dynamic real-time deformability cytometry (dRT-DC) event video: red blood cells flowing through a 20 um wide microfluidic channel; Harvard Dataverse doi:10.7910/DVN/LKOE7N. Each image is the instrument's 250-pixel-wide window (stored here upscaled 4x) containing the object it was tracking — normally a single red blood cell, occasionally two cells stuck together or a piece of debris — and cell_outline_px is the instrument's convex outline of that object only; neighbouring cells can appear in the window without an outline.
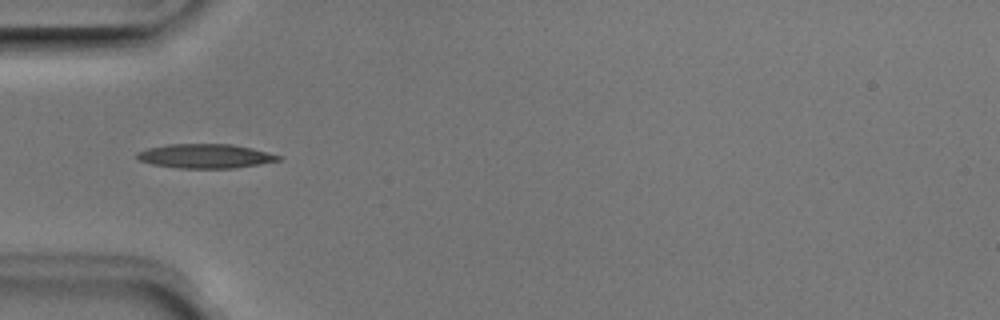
{"species": "Egyptian fruit bat (a non-hibernating species)", "species_latin": "Rousettus aegyptiacus", "temperature_condition": "room temperature", "stored_images_in_passage": 6, "camera_frame_rate_fps": 3000, "um_per_image_px": 0.085, "animal": {"sex": "male"}, "frame": {"image": 1, "passage_image": 3, "time_ms": 0.667, "image_size_px": [1000, 320], "cell_outline_px": [[284, 156], [280, 160], [260, 164], [232, 168], [176, 168], [152, 164], [140, 160], [136, 156], [136, 152], [148, 148], [168, 144], [232, 144], [252, 148]], "centroid_in_image_um": [17.47, 13.26], "position_along_channel_um": 67.5, "area_um2": 20.0}}
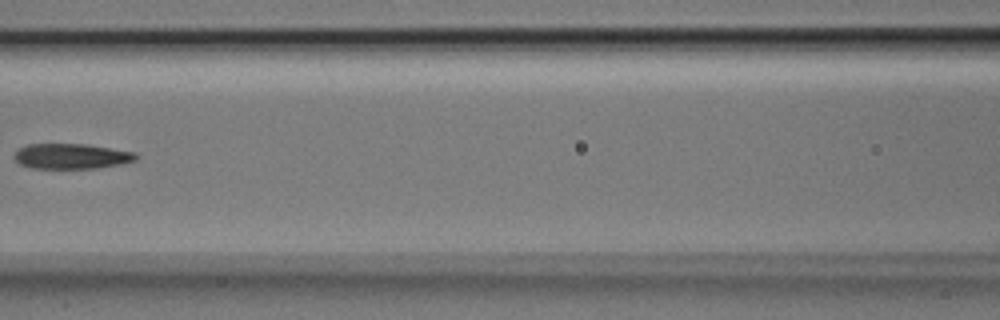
{"frame": {"image": 2, "passage_image": 5, "time_ms": 1.333, "image_size_px": [1000, 320], "cell_outline_px": [[140, 156], [136, 160], [120, 164], [96, 168], [32, 168], [20, 164], [12, 156], [20, 148], [28, 144], [88, 144], [136, 152]], "centroid_in_image_um": [6.11, 13.27], "position_along_channel_um": 160.5, "area_um2": 17.98}}
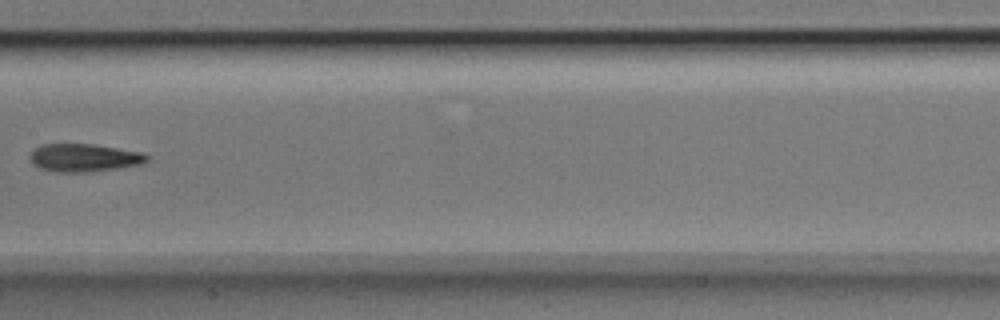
{"frame": {"image": 3, "passage_image": 6, "time_ms": 1.667, "image_size_px": [1000, 320], "cell_outline_px": [[152, 156], [148, 160], [140, 164], [116, 168], [88, 172], [56, 172], [40, 168], [32, 164], [28, 156], [40, 144], [92, 144], [144, 152]], "centroid_in_image_um": [7.15, 13.4], "position_along_channel_um": 200.2, "area_um2": 19.13}}